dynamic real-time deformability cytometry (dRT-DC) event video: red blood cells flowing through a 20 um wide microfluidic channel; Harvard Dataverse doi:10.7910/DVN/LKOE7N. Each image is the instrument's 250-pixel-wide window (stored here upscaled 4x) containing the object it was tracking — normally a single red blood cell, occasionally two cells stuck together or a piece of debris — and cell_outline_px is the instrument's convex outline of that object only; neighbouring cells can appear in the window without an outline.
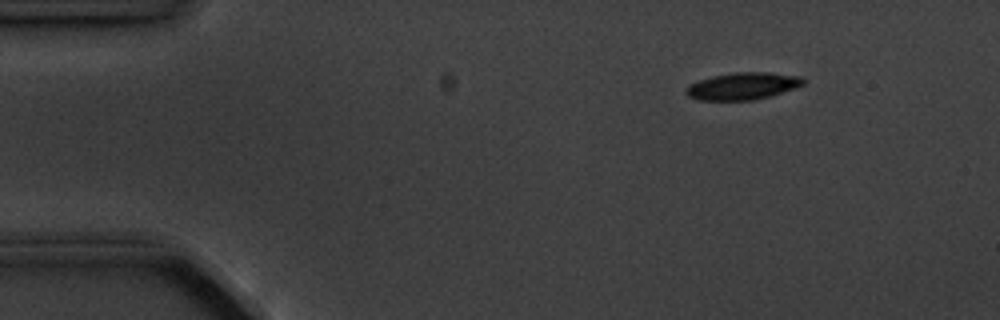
{"species": "common noctule bat (a hibernating species)", "species_latin": "Nyctalus noctula", "temperature_condition": "cold", "stored_images_in_passage": 4, "camera_frame_rate_fps": 3000, "um_per_image_px": 0.085, "animal": {"sex": "male", "body_mass_g": 20.1, "forearm_length_mm": 53.5}, "frame": {"image": 1, "passage_image": 2, "time_ms": 1.0, "image_size_px": [1000, 320], "cell_outline_px": [[804, 84], [796, 88], [772, 96], [752, 100], [696, 100], [688, 96], [684, 92], [692, 84], [700, 80], [712, 76], [732, 72], [768, 72], [800, 76], [804, 80]], "centroid_in_image_um": [63.16, 7.32], "position_along_channel_um": 21.8, "area_um2": 18.55}}